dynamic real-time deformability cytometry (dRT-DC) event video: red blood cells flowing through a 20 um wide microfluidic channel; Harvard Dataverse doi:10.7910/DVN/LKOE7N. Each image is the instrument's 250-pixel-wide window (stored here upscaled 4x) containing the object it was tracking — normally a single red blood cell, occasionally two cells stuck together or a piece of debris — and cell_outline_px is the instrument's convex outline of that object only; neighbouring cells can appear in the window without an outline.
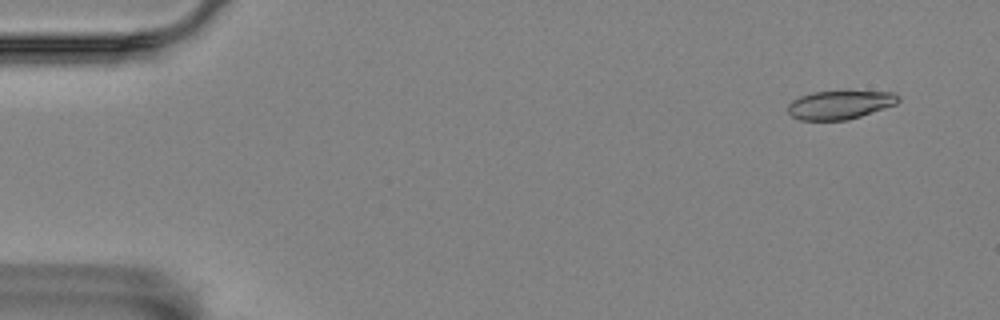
{"species": "Egyptian fruit bat (a non-hibernating species)", "species_latin": "Rousettus aegyptiacus", "temperature_condition": "room temperature", "stored_images_in_passage": 6, "camera_frame_rate_fps": 3000, "um_per_image_px": 0.085, "animal": {"sex": "female"}, "frame": {"image": 1, "passage_image": 1, "time_ms": 0.0, "image_size_px": [1000, 320], "cell_outline_px": [[900, 100], [896, 104], [848, 120], [800, 120], [792, 116], [788, 112], [788, 104], [792, 100], [800, 96], [812, 92], [892, 92], [900, 96]], "centroid_in_image_um": [71.37, 8.92], "position_along_channel_um": 13.6, "area_um2": 18.15}}
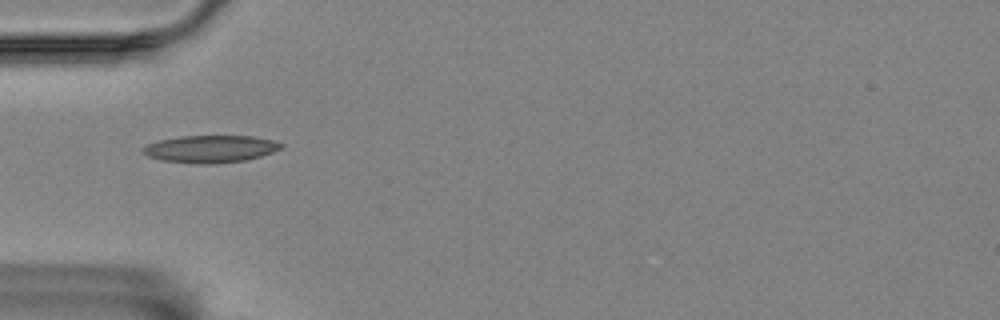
{"frame": {"image": 2, "passage_image": 5, "time_ms": 1.333, "image_size_px": [1000, 320], "cell_outline_px": [[284, 144], [280, 148], [272, 152], [260, 156], [244, 160], [216, 164], [196, 164], [160, 160], [148, 156], [144, 152], [144, 148], [148, 144], [160, 140], [180, 136], [252, 136], [272, 140]], "centroid_in_image_um": [17.89, 12.66], "position_along_channel_um": 67.1, "area_um2": 21.79}}
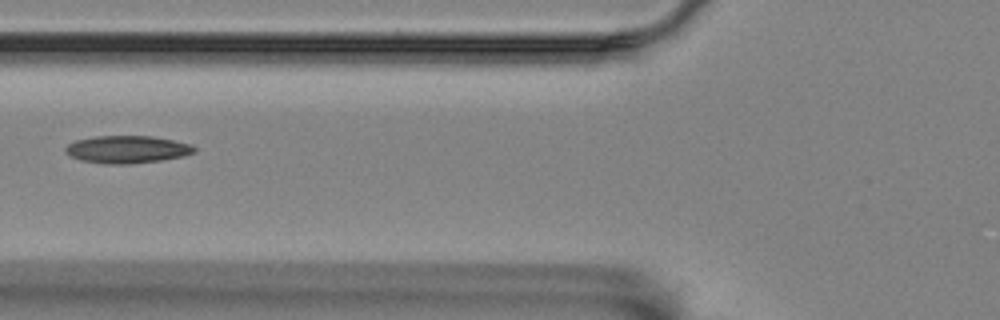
{"frame": {"image": 3, "passage_image": 6, "time_ms": 1.667, "image_size_px": [1000, 320], "cell_outline_px": [[196, 152], [184, 156], [160, 160], [132, 164], [104, 164], [80, 160], [64, 152], [64, 148], [68, 144], [76, 140], [96, 136], [152, 136], [192, 144], [196, 148]], "centroid_in_image_um": [10.81, 12.7], "position_along_channel_um": 115.0, "area_um2": 20.75}}